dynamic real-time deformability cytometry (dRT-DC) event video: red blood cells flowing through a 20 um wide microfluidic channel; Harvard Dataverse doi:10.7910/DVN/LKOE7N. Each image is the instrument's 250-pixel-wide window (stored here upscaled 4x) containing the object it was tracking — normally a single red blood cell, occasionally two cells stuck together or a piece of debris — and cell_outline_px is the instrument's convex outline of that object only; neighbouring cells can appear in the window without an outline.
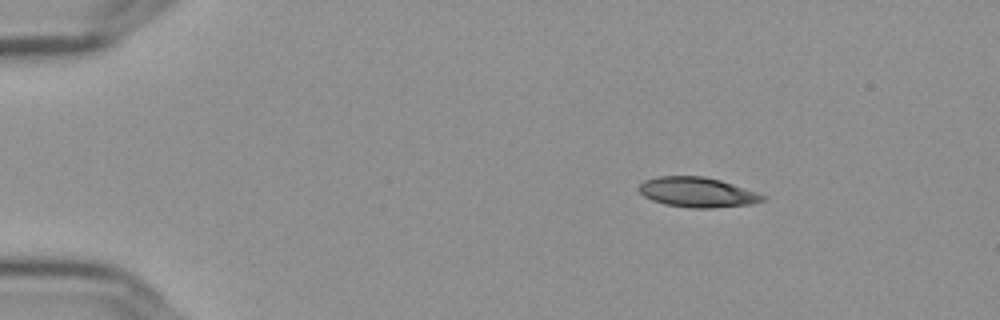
{"species": "Egyptian fruit bat (a non-hibernating species)", "species_latin": "Rousettus aegyptiacus", "temperature_condition": "cold", "stored_images_in_passage": 48, "camera_frame_rate_fps": 3000, "um_per_image_px": 0.085, "frame": {"image": 1, "passage_image": 1, "time_ms": 0.0, "image_size_px": [1000, 320], "cell_outline_px": [[768, 196], [764, 200], [752, 204], [712, 208], [688, 208], [664, 204], [652, 200], [644, 196], [636, 188], [644, 180], [660, 176], [704, 176], [720, 180]], "centroid_in_image_um": [59.26, 16.35], "position_along_channel_um": 25.7, "area_um2": 21.68}}
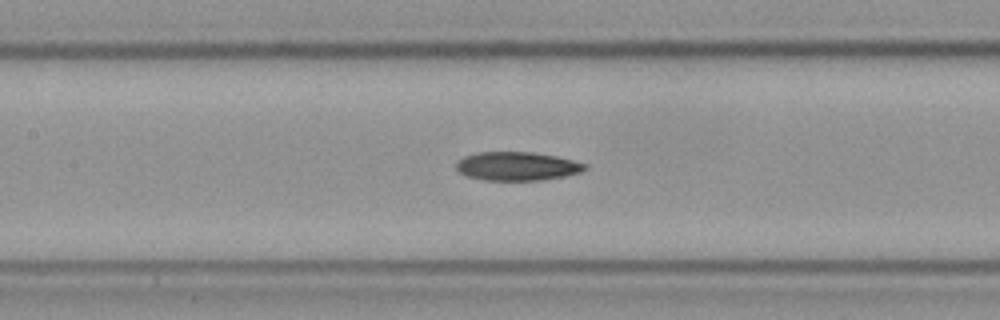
{"frame": {"image": 2, "passage_image": 19, "time_ms": 6.0, "image_size_px": [1000, 320], "cell_outline_px": [[588, 168], [580, 172], [564, 176], [544, 180], [484, 180], [464, 176], [456, 168], [456, 160], [464, 156], [476, 152], [532, 152], [556, 156], [588, 164]], "centroid_in_image_um": [43.93, 14.12], "position_along_channel_um": 163.5, "area_um2": 21.68}}
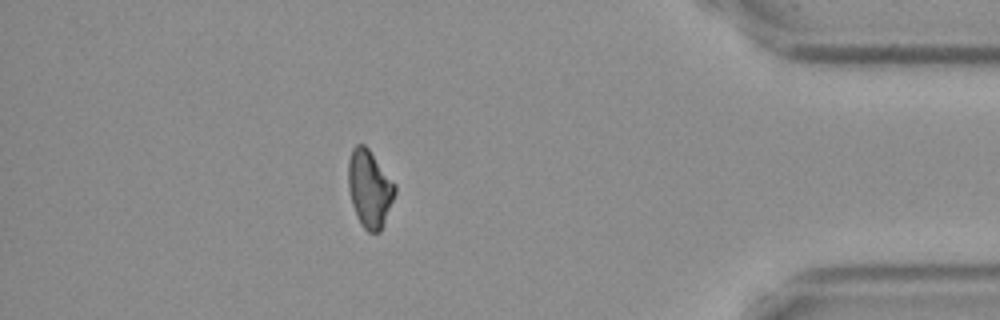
{"frame": {"image": 3, "passage_image": 42, "time_ms": 13.667, "image_size_px": [1000, 320], "cell_outline_px": [[396, 192], [380, 232], [368, 232], [364, 228], [352, 204], [348, 188], [348, 160], [352, 148], [356, 144], [364, 144], [368, 148], [396, 184]], "centroid_in_image_um": [31.41, 16.0], "position_along_channel_um": 403.8, "area_um2": 20.87}}